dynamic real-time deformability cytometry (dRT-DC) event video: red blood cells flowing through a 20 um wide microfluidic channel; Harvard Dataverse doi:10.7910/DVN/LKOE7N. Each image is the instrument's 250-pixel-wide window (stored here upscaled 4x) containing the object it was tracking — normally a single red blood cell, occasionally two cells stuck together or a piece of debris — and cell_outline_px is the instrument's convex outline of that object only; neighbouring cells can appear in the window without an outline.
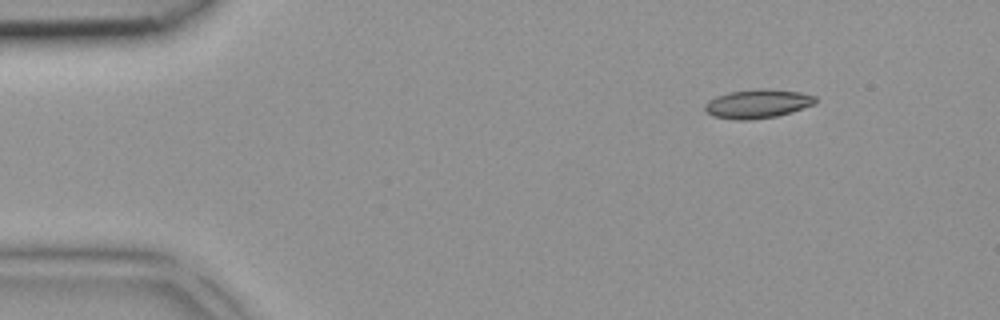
{"species": "common noctule bat (a hibernating species)", "species_latin": "Nyctalus noctula", "temperature_condition": "room temperature", "stored_images_in_passage": 2, "camera_frame_rate_fps": 3000, "um_per_image_px": 0.085, "animal": {"sex": "female", "body_mass_g": 18.4}, "frame": {"image": 1, "passage_image": 1, "time_ms": 0.0, "image_size_px": [1000, 320], "cell_outline_px": [[816, 104], [792, 112], [776, 116], [752, 120], [736, 120], [712, 116], [704, 112], [704, 104], [708, 100], [716, 96], [728, 92], [756, 88], [764, 88], [800, 92], [816, 96]], "centroid_in_image_um": [64.37, 8.82], "position_along_channel_um": 20.6, "area_um2": 18.96}}